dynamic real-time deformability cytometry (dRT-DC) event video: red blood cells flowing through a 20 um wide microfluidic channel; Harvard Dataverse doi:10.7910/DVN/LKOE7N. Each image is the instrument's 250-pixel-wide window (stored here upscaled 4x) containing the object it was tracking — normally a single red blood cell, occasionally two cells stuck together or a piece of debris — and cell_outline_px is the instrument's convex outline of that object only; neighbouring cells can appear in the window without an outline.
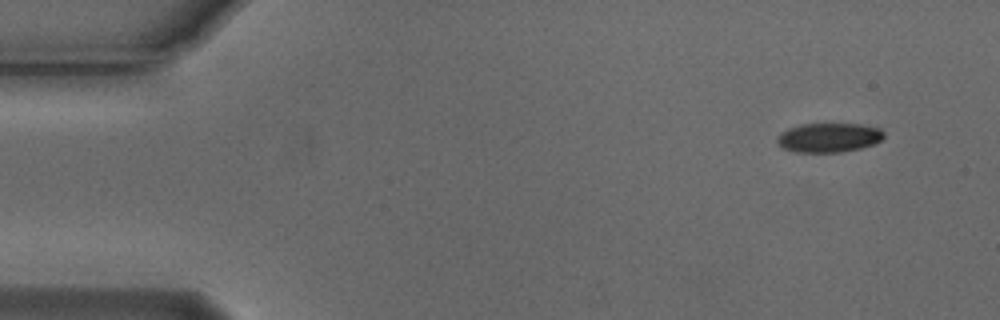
{"species": "Egyptian fruit bat (a non-hibernating species)", "species_latin": "Rousettus aegyptiacus", "temperature_condition": "cold", "stored_images_in_passage": 3, "camera_frame_rate_fps": 3000, "um_per_image_px": 0.085, "animal": {"sex": "male"}, "frame": {"image": 1, "passage_image": 1, "time_ms": 0.0, "image_size_px": [1000, 320], "cell_outline_px": [[884, 136], [880, 140], [872, 144], [860, 148], [840, 152], [796, 152], [784, 148], [776, 140], [780, 132], [788, 128], [800, 124], [860, 124], [880, 128], [884, 132]], "centroid_in_image_um": [70.44, 11.68], "position_along_channel_um": 14.6, "area_um2": 18.09}}